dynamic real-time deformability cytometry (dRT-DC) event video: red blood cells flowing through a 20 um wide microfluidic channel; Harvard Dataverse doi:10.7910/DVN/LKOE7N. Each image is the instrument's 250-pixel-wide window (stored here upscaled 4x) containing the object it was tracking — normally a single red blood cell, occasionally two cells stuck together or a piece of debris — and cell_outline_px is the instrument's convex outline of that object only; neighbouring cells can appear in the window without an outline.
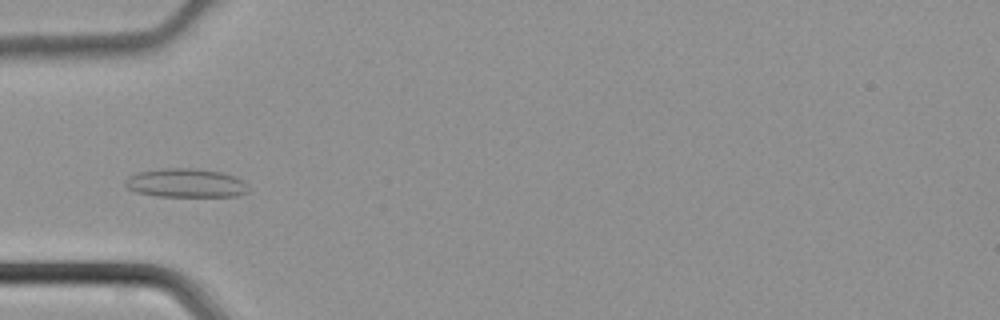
{"species": "common noctule bat (a hibernating species)", "species_latin": "Nyctalus noctula", "temperature_condition": "cold", "stored_images_in_passage": 42, "camera_frame_rate_fps": 3000, "um_per_image_px": 0.085, "animal": {"sex": "male", "body_mass_g": 21.5, "forearm_length_mm": 52.0}, "frame": {"image": 1, "passage_image": 11, "time_ms": 3.333, "image_size_px": [1000, 320], "cell_outline_px": [[248, 192], [236, 196], [156, 196], [136, 192], [128, 188], [124, 184], [124, 180], [128, 176], [140, 172], [164, 168], [192, 168], [220, 172], [232, 176], [240, 180], [248, 188]], "centroid_in_image_um": [15.74, 15.56], "position_along_channel_um": 69.3, "area_um2": 20.4}}
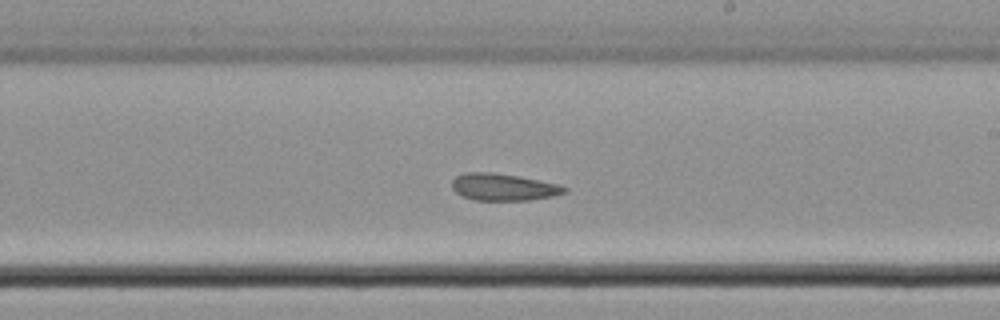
{"frame": {"image": 2, "passage_image": 23, "time_ms": 7.333, "image_size_px": [1000, 320], "cell_outline_px": [[568, 192], [552, 196], [528, 200], [476, 200], [460, 196], [452, 188], [452, 180], [456, 176], [468, 172], [488, 172], [516, 176], [560, 184], [568, 188]], "centroid_in_image_um": [42.79, 15.91], "position_along_channel_um": 246.2, "area_um2": 17.63}}
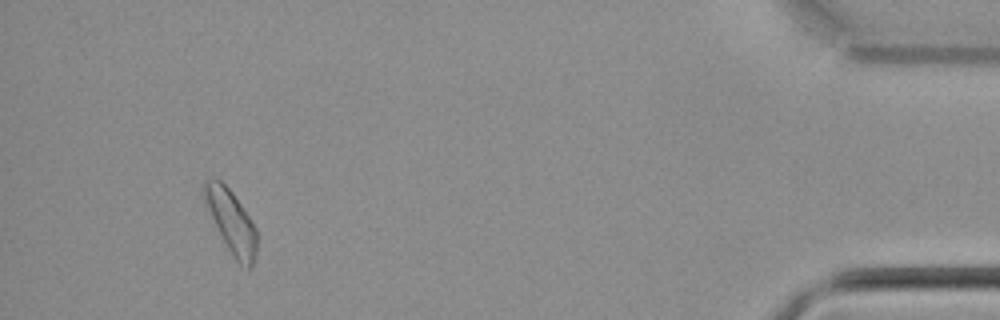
{"frame": {"image": 3, "passage_image": 39, "time_ms": 12.667, "image_size_px": [1000, 320], "cell_outline_px": [[256, 256], [252, 268], [248, 272], [232, 256], [208, 208], [204, 196], [204, 180], [208, 176], [212, 176], [220, 180], [232, 192], [256, 228]], "centroid_in_image_um": [19.68, 18.86], "position_along_channel_um": 415.5, "area_um2": 18.9}}